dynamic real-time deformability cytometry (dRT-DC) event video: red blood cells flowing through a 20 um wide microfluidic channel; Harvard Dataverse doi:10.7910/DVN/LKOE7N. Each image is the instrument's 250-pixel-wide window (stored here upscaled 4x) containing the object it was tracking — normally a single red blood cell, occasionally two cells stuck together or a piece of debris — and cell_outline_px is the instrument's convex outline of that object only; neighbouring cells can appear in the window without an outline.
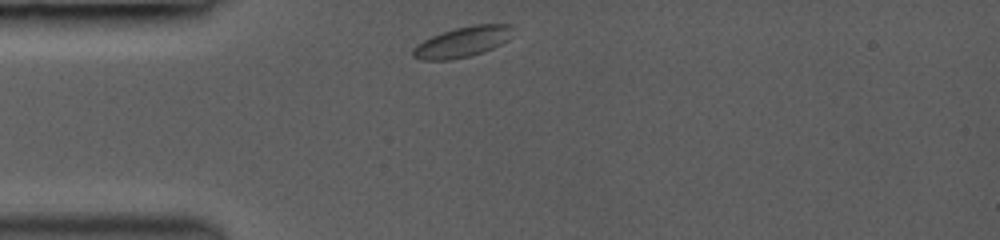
{"species": "common noctule bat (a hibernating species)", "species_latin": "Nyctalus noctula", "temperature_condition": "room temperature", "stored_images_in_passage": 3, "camera_frame_rate_fps": 3000, "um_per_image_px": 0.085, "animal": {"sex": "female", "body_mass_g": 19.0, "forearm_length_mm": 53.3}, "frame": {"image": 1, "passage_image": 1, "time_ms": 0.0, "image_size_px": [1000, 240], "cell_outline_px": [[512, 36], [508, 40], [484, 52], [472, 56], [448, 60], [420, 60], [412, 56], [412, 48], [416, 44], [432, 36], [456, 28], [476, 24], [512, 24]], "centroid_in_image_um": [39.31, 3.57], "position_along_channel_um": 45.7, "area_um2": 17.8}}
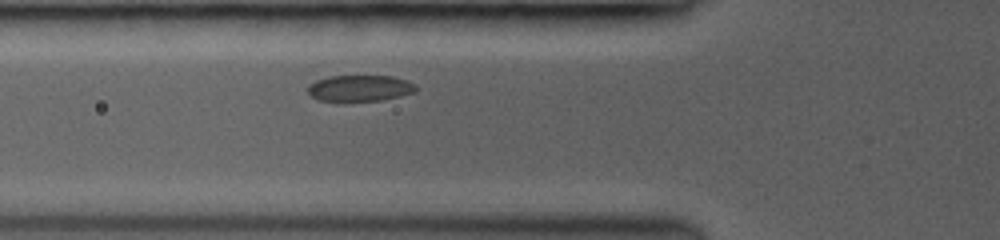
{"frame": {"image": 2, "passage_image": 3, "time_ms": 1.667, "image_size_px": [1000, 240], "cell_outline_px": [[416, 92], [384, 100], [316, 100], [308, 92], [308, 84], [316, 80], [328, 76], [392, 76], [408, 80], [416, 84]], "centroid_in_image_um": [30.61, 7.48], "position_along_channel_um": 95.2, "area_um2": 16.47}}